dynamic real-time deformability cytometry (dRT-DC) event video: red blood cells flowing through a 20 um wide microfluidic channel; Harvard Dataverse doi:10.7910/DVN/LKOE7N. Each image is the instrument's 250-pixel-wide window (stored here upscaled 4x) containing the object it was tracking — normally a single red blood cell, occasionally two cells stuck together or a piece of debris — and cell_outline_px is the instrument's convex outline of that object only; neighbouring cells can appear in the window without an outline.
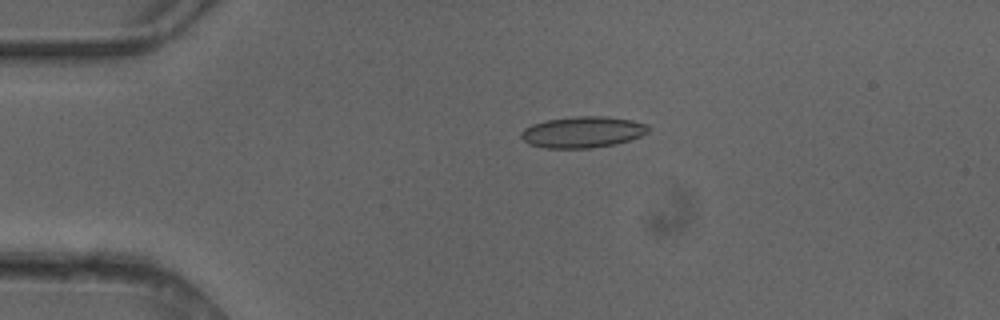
{"species": "common noctule bat (a hibernating species)", "species_latin": "Nyctalus noctula", "temperature_condition": "cold", "stored_images_in_passage": 2, "camera_frame_rate_fps": 3000, "um_per_image_px": 0.085, "animal": {"sex": "female"}, "frame": {"image": 1, "passage_image": 1, "time_ms": 0.0, "image_size_px": [1000, 320], "cell_outline_px": [[652, 128], [648, 132], [640, 136], [616, 144], [588, 148], [544, 148], [528, 144], [520, 136], [520, 132], [524, 128], [532, 124], [544, 120], [576, 116], [608, 116], [632, 120], [648, 124]], "centroid_in_image_um": [49.52, 11.22], "position_along_channel_um": 35.5, "area_um2": 23.41}}